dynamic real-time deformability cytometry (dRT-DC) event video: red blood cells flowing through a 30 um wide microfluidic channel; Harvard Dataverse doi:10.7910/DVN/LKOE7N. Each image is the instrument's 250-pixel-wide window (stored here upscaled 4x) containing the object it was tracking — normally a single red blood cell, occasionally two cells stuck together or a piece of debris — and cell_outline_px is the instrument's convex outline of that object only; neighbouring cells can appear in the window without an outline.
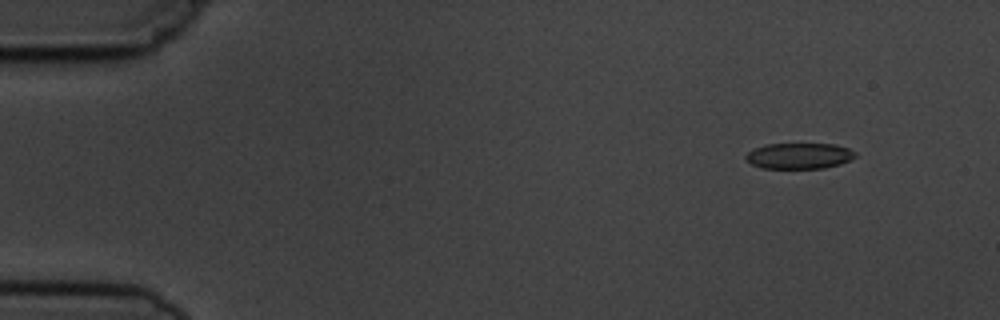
{"species": "common noctule bat (a hibernating species)", "species_latin": "Nyctalus noctula", "temperature_condition": "cold", "stored_images_in_passage": 6, "segment_of_instrument_passage": [1, 2], "camera_frame_rate_fps": 3000, "um_per_image_px": 0.085, "animal": {"sex": "male", "body_mass_g": 19.5, "forearm_length_mm": 54.6}, "frame": {"image": 1, "passage_image": 2, "time_ms": 1.333, "image_size_px": [1000, 320], "cell_outline_px": [[856, 156], [852, 160], [840, 164], [824, 168], [760, 168], [752, 164], [744, 156], [748, 152], [764, 144], [836, 144], [848, 148], [856, 152]], "centroid_in_image_um": [67.96, 13.25], "position_along_channel_um": 17.0, "area_um2": 16.53}}